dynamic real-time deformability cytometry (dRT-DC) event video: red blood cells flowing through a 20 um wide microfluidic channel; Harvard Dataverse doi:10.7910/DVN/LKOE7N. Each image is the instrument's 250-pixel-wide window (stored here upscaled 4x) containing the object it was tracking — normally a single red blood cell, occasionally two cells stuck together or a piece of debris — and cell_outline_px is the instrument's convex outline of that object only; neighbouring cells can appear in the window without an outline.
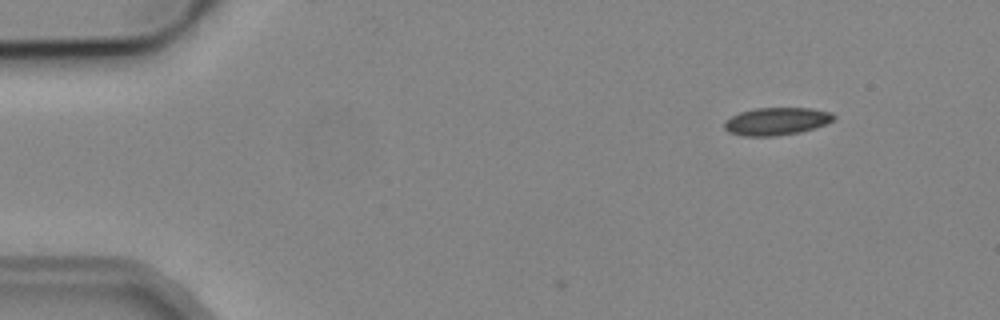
{"species": "common noctule bat (a hibernating species)", "species_latin": "Nyctalus noctula", "temperature_condition": "cold", "stored_images_in_passage": 6, "camera_frame_rate_fps": 3000, "um_per_image_px": 0.085, "animal": {"sex": "male", "body_mass_g": 19.2, "forearm_length_mm": 51.8}, "frame": {"image": 1, "passage_image": 2, "time_ms": 1.0, "image_size_px": [1000, 320], "cell_outline_px": [[836, 116], [832, 120], [824, 124], [800, 132], [776, 136], [744, 136], [728, 132], [724, 128], [724, 120], [740, 112], [756, 108], [812, 108], [832, 112]], "centroid_in_image_um": [65.98, 10.31], "position_along_channel_um": 19.0, "area_um2": 17.57}}
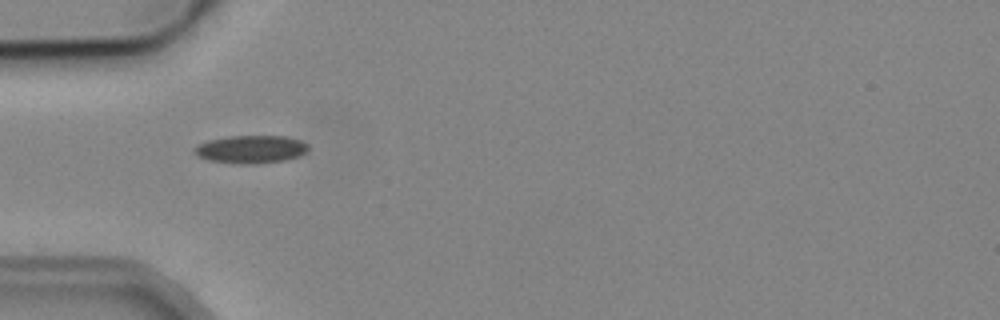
{"frame": {"image": 2, "passage_image": 5, "time_ms": 4.667, "image_size_px": [1000, 320], "cell_outline_px": [[308, 148], [304, 152], [296, 156], [284, 160], [252, 164], [240, 164], [208, 160], [196, 156], [192, 152], [192, 148], [196, 144], [208, 140], [228, 136], [288, 136], [300, 140], [308, 144]], "centroid_in_image_um": [21.24, 12.68], "position_along_channel_um": 63.8, "area_um2": 18.61}}